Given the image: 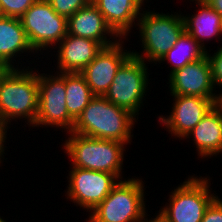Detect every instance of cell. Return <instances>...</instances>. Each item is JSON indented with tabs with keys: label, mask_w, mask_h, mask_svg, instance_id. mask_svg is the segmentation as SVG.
Segmentation results:
<instances>
[{
	"label": "cell",
	"mask_w": 222,
	"mask_h": 222,
	"mask_svg": "<svg viewBox=\"0 0 222 222\" xmlns=\"http://www.w3.org/2000/svg\"><path fill=\"white\" fill-rule=\"evenodd\" d=\"M5 70V68L0 64V74Z\"/></svg>",
	"instance_id": "1f68e13d"
},
{
	"label": "cell",
	"mask_w": 222,
	"mask_h": 222,
	"mask_svg": "<svg viewBox=\"0 0 222 222\" xmlns=\"http://www.w3.org/2000/svg\"><path fill=\"white\" fill-rule=\"evenodd\" d=\"M37 0H0L3 16L20 18Z\"/></svg>",
	"instance_id": "7402d4cb"
},
{
	"label": "cell",
	"mask_w": 222,
	"mask_h": 222,
	"mask_svg": "<svg viewBox=\"0 0 222 222\" xmlns=\"http://www.w3.org/2000/svg\"><path fill=\"white\" fill-rule=\"evenodd\" d=\"M198 13L191 17H184V28L203 48L204 39L208 41L212 37L220 36L221 15L207 2H198ZM203 42V43H202Z\"/></svg>",
	"instance_id": "d6986e66"
},
{
	"label": "cell",
	"mask_w": 222,
	"mask_h": 222,
	"mask_svg": "<svg viewBox=\"0 0 222 222\" xmlns=\"http://www.w3.org/2000/svg\"><path fill=\"white\" fill-rule=\"evenodd\" d=\"M5 69L0 74V122L25 118L34 125L39 103L38 74L32 70ZM22 117V118H21Z\"/></svg>",
	"instance_id": "7a4b0ae2"
},
{
	"label": "cell",
	"mask_w": 222,
	"mask_h": 222,
	"mask_svg": "<svg viewBox=\"0 0 222 222\" xmlns=\"http://www.w3.org/2000/svg\"><path fill=\"white\" fill-rule=\"evenodd\" d=\"M67 34L93 39L103 47L111 46L117 41L107 39L106 34L119 37L92 1L67 18Z\"/></svg>",
	"instance_id": "9a60e30c"
},
{
	"label": "cell",
	"mask_w": 222,
	"mask_h": 222,
	"mask_svg": "<svg viewBox=\"0 0 222 222\" xmlns=\"http://www.w3.org/2000/svg\"><path fill=\"white\" fill-rule=\"evenodd\" d=\"M0 222H6L5 220H3L2 218H0Z\"/></svg>",
	"instance_id": "d6a6232c"
},
{
	"label": "cell",
	"mask_w": 222,
	"mask_h": 222,
	"mask_svg": "<svg viewBox=\"0 0 222 222\" xmlns=\"http://www.w3.org/2000/svg\"><path fill=\"white\" fill-rule=\"evenodd\" d=\"M144 12L137 19L143 52L149 62H159L185 31L183 16Z\"/></svg>",
	"instance_id": "52a82bcc"
},
{
	"label": "cell",
	"mask_w": 222,
	"mask_h": 222,
	"mask_svg": "<svg viewBox=\"0 0 222 222\" xmlns=\"http://www.w3.org/2000/svg\"><path fill=\"white\" fill-rule=\"evenodd\" d=\"M145 222H163L160 218H158L157 216H156V218H154V219H152V220H145Z\"/></svg>",
	"instance_id": "83f0119b"
},
{
	"label": "cell",
	"mask_w": 222,
	"mask_h": 222,
	"mask_svg": "<svg viewBox=\"0 0 222 222\" xmlns=\"http://www.w3.org/2000/svg\"><path fill=\"white\" fill-rule=\"evenodd\" d=\"M64 149L73 161L72 166L114 174L120 178L125 143L87 137L70 132Z\"/></svg>",
	"instance_id": "3957f363"
},
{
	"label": "cell",
	"mask_w": 222,
	"mask_h": 222,
	"mask_svg": "<svg viewBox=\"0 0 222 222\" xmlns=\"http://www.w3.org/2000/svg\"><path fill=\"white\" fill-rule=\"evenodd\" d=\"M135 115L95 95L75 120L72 133L87 137L130 143Z\"/></svg>",
	"instance_id": "6da1fadb"
},
{
	"label": "cell",
	"mask_w": 222,
	"mask_h": 222,
	"mask_svg": "<svg viewBox=\"0 0 222 222\" xmlns=\"http://www.w3.org/2000/svg\"><path fill=\"white\" fill-rule=\"evenodd\" d=\"M34 52L20 18L0 17V64L5 68H14L11 64L18 53ZM15 55V56H14Z\"/></svg>",
	"instance_id": "ac0fdd59"
},
{
	"label": "cell",
	"mask_w": 222,
	"mask_h": 222,
	"mask_svg": "<svg viewBox=\"0 0 222 222\" xmlns=\"http://www.w3.org/2000/svg\"><path fill=\"white\" fill-rule=\"evenodd\" d=\"M206 55L211 66L213 84L222 87V47L214 55H209L208 51Z\"/></svg>",
	"instance_id": "cb8c5ba5"
},
{
	"label": "cell",
	"mask_w": 222,
	"mask_h": 222,
	"mask_svg": "<svg viewBox=\"0 0 222 222\" xmlns=\"http://www.w3.org/2000/svg\"><path fill=\"white\" fill-rule=\"evenodd\" d=\"M192 1H196L195 3L197 4L198 2H206L207 0H192Z\"/></svg>",
	"instance_id": "4dcf8cb0"
},
{
	"label": "cell",
	"mask_w": 222,
	"mask_h": 222,
	"mask_svg": "<svg viewBox=\"0 0 222 222\" xmlns=\"http://www.w3.org/2000/svg\"><path fill=\"white\" fill-rule=\"evenodd\" d=\"M143 181L119 180L109 195L91 210L88 222H145Z\"/></svg>",
	"instance_id": "277c9868"
},
{
	"label": "cell",
	"mask_w": 222,
	"mask_h": 222,
	"mask_svg": "<svg viewBox=\"0 0 222 222\" xmlns=\"http://www.w3.org/2000/svg\"><path fill=\"white\" fill-rule=\"evenodd\" d=\"M57 14L69 18L80 8L87 6L91 0H47Z\"/></svg>",
	"instance_id": "603a6c76"
},
{
	"label": "cell",
	"mask_w": 222,
	"mask_h": 222,
	"mask_svg": "<svg viewBox=\"0 0 222 222\" xmlns=\"http://www.w3.org/2000/svg\"><path fill=\"white\" fill-rule=\"evenodd\" d=\"M190 135L199 156L211 157L222 152V108L215 104L186 137Z\"/></svg>",
	"instance_id": "2e32d148"
},
{
	"label": "cell",
	"mask_w": 222,
	"mask_h": 222,
	"mask_svg": "<svg viewBox=\"0 0 222 222\" xmlns=\"http://www.w3.org/2000/svg\"><path fill=\"white\" fill-rule=\"evenodd\" d=\"M104 16L106 23L121 38H126L140 16L144 0H91ZM125 36V37H124Z\"/></svg>",
	"instance_id": "e0dca14e"
},
{
	"label": "cell",
	"mask_w": 222,
	"mask_h": 222,
	"mask_svg": "<svg viewBox=\"0 0 222 222\" xmlns=\"http://www.w3.org/2000/svg\"><path fill=\"white\" fill-rule=\"evenodd\" d=\"M123 50L119 39L115 44L103 47L95 59L81 71L94 95L106 94L120 66L132 55L131 51Z\"/></svg>",
	"instance_id": "7c38bea8"
},
{
	"label": "cell",
	"mask_w": 222,
	"mask_h": 222,
	"mask_svg": "<svg viewBox=\"0 0 222 222\" xmlns=\"http://www.w3.org/2000/svg\"><path fill=\"white\" fill-rule=\"evenodd\" d=\"M66 105L76 120L95 96L81 73H65Z\"/></svg>",
	"instance_id": "ffe728a7"
},
{
	"label": "cell",
	"mask_w": 222,
	"mask_h": 222,
	"mask_svg": "<svg viewBox=\"0 0 222 222\" xmlns=\"http://www.w3.org/2000/svg\"><path fill=\"white\" fill-rule=\"evenodd\" d=\"M58 45L59 73H81L103 49V46L93 39L70 34H67Z\"/></svg>",
	"instance_id": "5bb4252c"
},
{
	"label": "cell",
	"mask_w": 222,
	"mask_h": 222,
	"mask_svg": "<svg viewBox=\"0 0 222 222\" xmlns=\"http://www.w3.org/2000/svg\"><path fill=\"white\" fill-rule=\"evenodd\" d=\"M143 54L132 55L120 66L104 97L132 114L139 115L148 86V72Z\"/></svg>",
	"instance_id": "8992f818"
},
{
	"label": "cell",
	"mask_w": 222,
	"mask_h": 222,
	"mask_svg": "<svg viewBox=\"0 0 222 222\" xmlns=\"http://www.w3.org/2000/svg\"><path fill=\"white\" fill-rule=\"evenodd\" d=\"M57 76L38 74L39 103L35 124L66 128L72 131L75 120L69 115L66 105L65 73ZM45 75V76H44Z\"/></svg>",
	"instance_id": "9c48e42d"
},
{
	"label": "cell",
	"mask_w": 222,
	"mask_h": 222,
	"mask_svg": "<svg viewBox=\"0 0 222 222\" xmlns=\"http://www.w3.org/2000/svg\"><path fill=\"white\" fill-rule=\"evenodd\" d=\"M201 222H222V200L217 197L208 206Z\"/></svg>",
	"instance_id": "d4e9b609"
},
{
	"label": "cell",
	"mask_w": 222,
	"mask_h": 222,
	"mask_svg": "<svg viewBox=\"0 0 222 222\" xmlns=\"http://www.w3.org/2000/svg\"><path fill=\"white\" fill-rule=\"evenodd\" d=\"M67 199L89 212L100 204L119 182L111 173L73 167L69 173Z\"/></svg>",
	"instance_id": "30bf717a"
},
{
	"label": "cell",
	"mask_w": 222,
	"mask_h": 222,
	"mask_svg": "<svg viewBox=\"0 0 222 222\" xmlns=\"http://www.w3.org/2000/svg\"><path fill=\"white\" fill-rule=\"evenodd\" d=\"M218 105L222 108V94L219 93Z\"/></svg>",
	"instance_id": "f1b7e54d"
},
{
	"label": "cell",
	"mask_w": 222,
	"mask_h": 222,
	"mask_svg": "<svg viewBox=\"0 0 222 222\" xmlns=\"http://www.w3.org/2000/svg\"><path fill=\"white\" fill-rule=\"evenodd\" d=\"M33 50H46L67 35V18L59 15L47 0H37L20 17Z\"/></svg>",
	"instance_id": "ba28073f"
},
{
	"label": "cell",
	"mask_w": 222,
	"mask_h": 222,
	"mask_svg": "<svg viewBox=\"0 0 222 222\" xmlns=\"http://www.w3.org/2000/svg\"><path fill=\"white\" fill-rule=\"evenodd\" d=\"M172 112L168 117L159 120L168 128L169 132L179 138H186L190 131L203 119L215 103L209 98L199 96H173Z\"/></svg>",
	"instance_id": "4fadbf2b"
},
{
	"label": "cell",
	"mask_w": 222,
	"mask_h": 222,
	"mask_svg": "<svg viewBox=\"0 0 222 222\" xmlns=\"http://www.w3.org/2000/svg\"><path fill=\"white\" fill-rule=\"evenodd\" d=\"M206 2L222 16V0H207Z\"/></svg>",
	"instance_id": "4316f807"
},
{
	"label": "cell",
	"mask_w": 222,
	"mask_h": 222,
	"mask_svg": "<svg viewBox=\"0 0 222 222\" xmlns=\"http://www.w3.org/2000/svg\"><path fill=\"white\" fill-rule=\"evenodd\" d=\"M7 128L8 126L6 124H3L0 122V157L3 155L4 152V142H6V136L7 135ZM1 163V160H0Z\"/></svg>",
	"instance_id": "484cf974"
},
{
	"label": "cell",
	"mask_w": 222,
	"mask_h": 222,
	"mask_svg": "<svg viewBox=\"0 0 222 222\" xmlns=\"http://www.w3.org/2000/svg\"><path fill=\"white\" fill-rule=\"evenodd\" d=\"M222 34V17H221V22H220V34L219 35H221Z\"/></svg>",
	"instance_id": "f546056e"
},
{
	"label": "cell",
	"mask_w": 222,
	"mask_h": 222,
	"mask_svg": "<svg viewBox=\"0 0 222 222\" xmlns=\"http://www.w3.org/2000/svg\"><path fill=\"white\" fill-rule=\"evenodd\" d=\"M191 176L176 188L157 215L163 222H201L208 206L218 197L210 194L209 179Z\"/></svg>",
	"instance_id": "5b68a950"
},
{
	"label": "cell",
	"mask_w": 222,
	"mask_h": 222,
	"mask_svg": "<svg viewBox=\"0 0 222 222\" xmlns=\"http://www.w3.org/2000/svg\"><path fill=\"white\" fill-rule=\"evenodd\" d=\"M172 96H199L218 104L219 95L213 93L211 66L207 55L169 74Z\"/></svg>",
	"instance_id": "8fae6325"
},
{
	"label": "cell",
	"mask_w": 222,
	"mask_h": 222,
	"mask_svg": "<svg viewBox=\"0 0 222 222\" xmlns=\"http://www.w3.org/2000/svg\"><path fill=\"white\" fill-rule=\"evenodd\" d=\"M203 48L189 33L184 31L178 41L164 55L160 61L168 60L173 67L170 74L190 62H194L206 56L207 50Z\"/></svg>",
	"instance_id": "44dd1931"
}]
</instances>
